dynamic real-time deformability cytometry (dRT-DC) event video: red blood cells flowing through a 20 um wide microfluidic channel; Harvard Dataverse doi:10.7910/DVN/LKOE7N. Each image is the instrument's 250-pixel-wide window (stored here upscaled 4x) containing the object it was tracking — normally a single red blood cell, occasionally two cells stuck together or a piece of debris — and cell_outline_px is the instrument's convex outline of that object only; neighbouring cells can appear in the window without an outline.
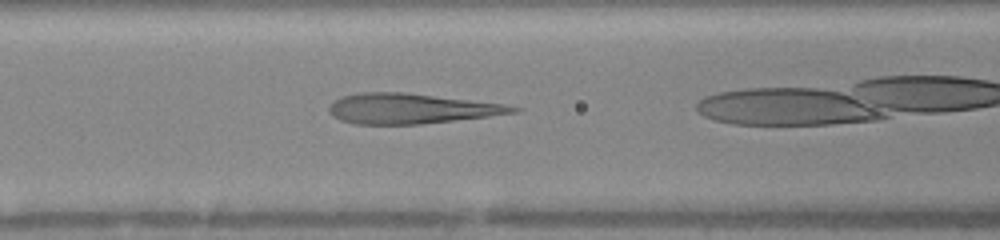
{"species": "human", "species_latin": "Homo sapiens", "temperature_condition": "warm", "stored_images_in_passage": 23, "camera_frame_rate_fps": 3000, "um_per_image_px": 0.085, "donor": {"sex": "female"}, "frame": {"image": 1, "passage_image": 4, "time_ms": 1.0, "image_size_px": [1000, 240], "cell_outline_px": [[520, 108], [516, 112], [488, 116], [420, 124], [352, 124], [340, 120], [332, 116], [328, 112], [328, 108], [336, 100], [344, 96], [356, 92], [404, 92], [500, 104]], "centroid_in_image_um": [34.81, 9.23], "position_along_channel_um": 131.8, "area_um2": 31.79}}